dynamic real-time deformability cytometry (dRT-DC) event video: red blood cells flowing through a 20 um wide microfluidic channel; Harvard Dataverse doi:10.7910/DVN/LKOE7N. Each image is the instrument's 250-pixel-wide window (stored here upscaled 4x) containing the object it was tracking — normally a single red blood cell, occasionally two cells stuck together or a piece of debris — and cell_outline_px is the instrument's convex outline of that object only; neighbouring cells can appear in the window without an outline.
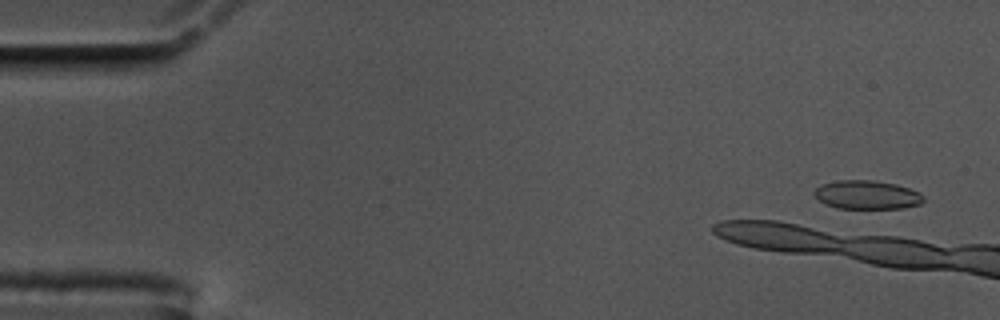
{"species": "common noctule bat (a hibernating species)", "species_latin": "Nyctalus noctula", "temperature_condition": "cold", "stored_images_in_passage": 18, "camera_frame_rate_fps": 3000, "um_per_image_px": 0.085, "animal": {"sex": "male", "body_mass_g": 17.5, "forearm_length_mm": 52.3}, "frame": {"image": 1, "passage_image": 3, "time_ms": 0.667, "image_size_px": [1000, 320], "cell_outline_px": [[924, 200], [920, 204], [904, 208], [836, 208], [824, 204], [812, 192], [820, 184], [836, 180], [872, 180], [896, 184], [920, 192], [924, 196]], "centroid_in_image_um": [73.68, 16.55], "position_along_channel_um": 11.3, "area_um2": 18.38}}